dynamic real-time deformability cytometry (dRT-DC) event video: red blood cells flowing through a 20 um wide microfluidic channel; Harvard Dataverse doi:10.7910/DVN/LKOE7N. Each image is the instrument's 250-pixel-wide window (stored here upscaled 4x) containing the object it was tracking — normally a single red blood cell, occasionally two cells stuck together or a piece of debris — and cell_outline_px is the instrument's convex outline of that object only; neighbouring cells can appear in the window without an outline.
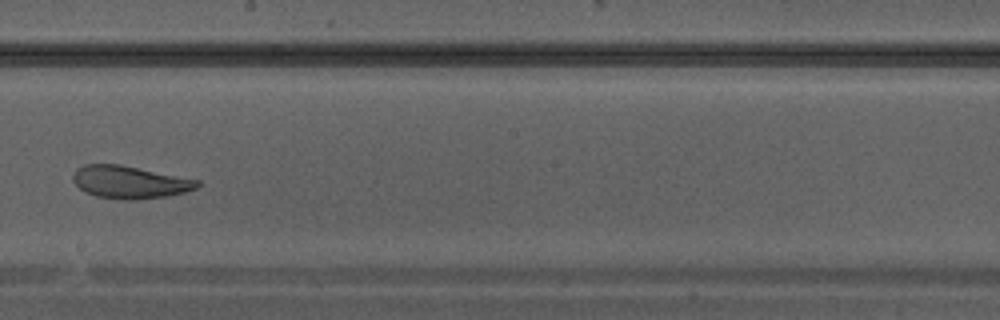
{"species": "Egyptian fruit bat (a non-hibernating species)", "species_latin": "Rousettus aegyptiacus", "temperature_condition": "warm", "stored_images_in_passage": 28, "camera_frame_rate_fps": 3000, "um_per_image_px": 0.085, "animal": {"sex": "male"}, "frame": {"image": 1, "passage_image": 13, "time_ms": 4.0, "image_size_px": [1000, 320], "cell_outline_px": [[200, 184], [196, 188], [184, 192], [164, 196], [136, 200], [120, 200], [96, 196], [84, 192], [72, 180], [72, 176], [76, 168], [84, 164], [120, 164], [200, 180]], "centroid_in_image_um": [10.99, 15.48], "position_along_channel_um": 237.2, "area_um2": 23.7}}